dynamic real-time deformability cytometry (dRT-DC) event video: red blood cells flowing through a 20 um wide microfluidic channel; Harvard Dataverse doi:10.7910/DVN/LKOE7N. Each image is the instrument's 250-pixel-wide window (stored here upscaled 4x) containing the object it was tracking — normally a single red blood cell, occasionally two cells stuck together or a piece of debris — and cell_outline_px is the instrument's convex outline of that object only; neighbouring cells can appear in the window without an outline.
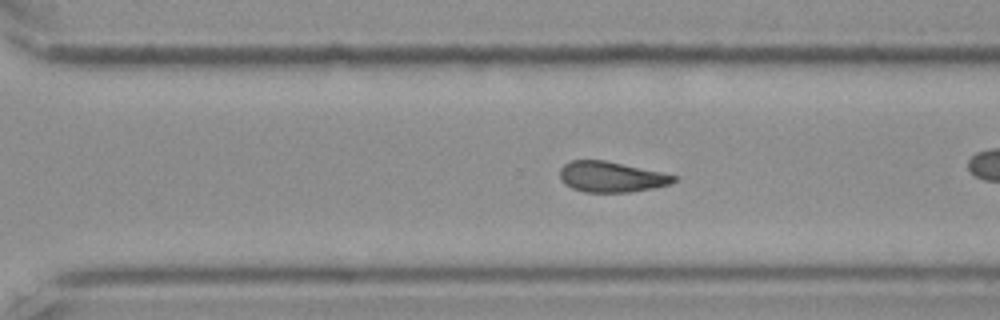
{"species": "Egyptian fruit bat (a non-hibernating species)", "species_latin": "Rousettus aegyptiacus", "temperature_condition": "cold", "stored_images_in_passage": 39, "camera_frame_rate_fps": 3000, "um_per_image_px": 0.085, "frame": {"image": 1, "passage_image": 28, "time_ms": 9.0, "image_size_px": [1000, 320], "cell_outline_px": [[676, 180], [672, 184], [652, 188], [628, 192], [584, 192], [572, 188], [564, 184], [560, 180], [560, 168], [564, 164], [572, 160], [604, 160], [660, 172], [676, 176]], "centroid_in_image_um": [51.92, 15.04], "position_along_channel_um": 318.7, "area_um2": 20.17}, "authors_computed_cell_mechanics": {"area_um2": 20.808, "velocity_mm_per_s": 3.5676, "shape_relaxation_time_tau1_ms": 9.8156, "shape_relaxation_time_tau2_ms": 7.5033, "deformation_change_tau1": 0.207, "deformation_change_tau2": 0.1673}}